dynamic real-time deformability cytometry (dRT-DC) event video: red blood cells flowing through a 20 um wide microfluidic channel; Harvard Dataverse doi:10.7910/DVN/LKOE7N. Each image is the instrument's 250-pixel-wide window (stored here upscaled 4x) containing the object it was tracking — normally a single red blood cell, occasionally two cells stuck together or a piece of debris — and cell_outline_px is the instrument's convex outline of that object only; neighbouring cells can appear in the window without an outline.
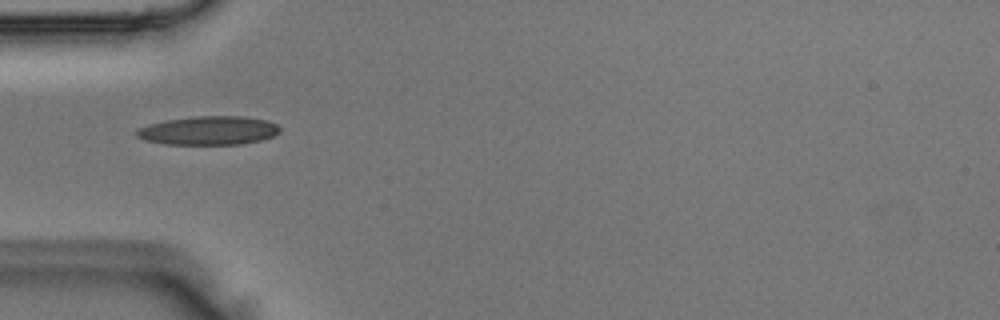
{"species": "Egyptian fruit bat (a non-hibernating species)", "species_latin": "Rousettus aegyptiacus", "temperature_condition": "room temperature", "stored_images_in_passage": 2, "camera_frame_rate_fps": 3000, "um_per_image_px": 0.085, "animal": {"sex": "male"}, "frame": {"image": 1, "passage_image": 1, "time_ms": 0.0, "image_size_px": [1000, 320], "cell_outline_px": [[280, 132], [272, 136], [260, 140], [240, 144], [164, 144], [144, 140], [136, 136], [136, 128], [148, 124], [164, 120], [196, 116], [244, 116], [268, 120], [276, 124], [280, 128]], "centroid_in_image_um": [17.7, 11.09], "position_along_channel_um": 67.3, "area_um2": 24.1}}
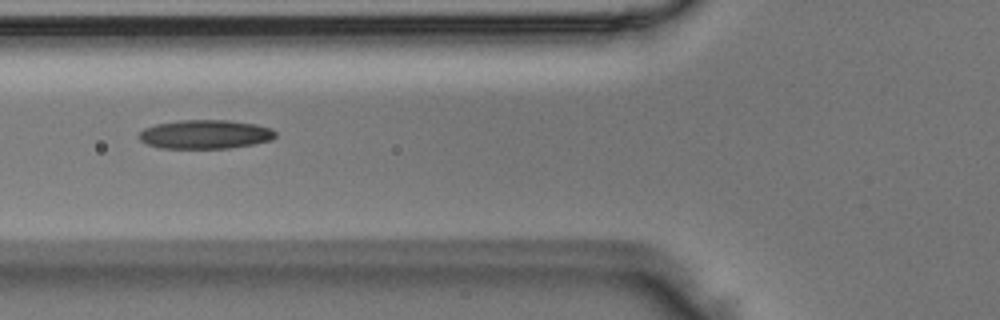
{"frame": {"image": 2, "passage_image": 2, "time_ms": 0.333, "image_size_px": [1000, 320], "cell_outline_px": [[276, 136], [272, 140], [252, 144], [228, 148], [160, 148], [148, 144], [140, 140], [140, 132], [144, 128], [156, 124], [180, 120], [228, 120], [256, 124], [272, 128], [276, 132]], "centroid_in_image_um": [17.47, 11.41], "position_along_channel_um": 108.3, "area_um2": 22.95}}